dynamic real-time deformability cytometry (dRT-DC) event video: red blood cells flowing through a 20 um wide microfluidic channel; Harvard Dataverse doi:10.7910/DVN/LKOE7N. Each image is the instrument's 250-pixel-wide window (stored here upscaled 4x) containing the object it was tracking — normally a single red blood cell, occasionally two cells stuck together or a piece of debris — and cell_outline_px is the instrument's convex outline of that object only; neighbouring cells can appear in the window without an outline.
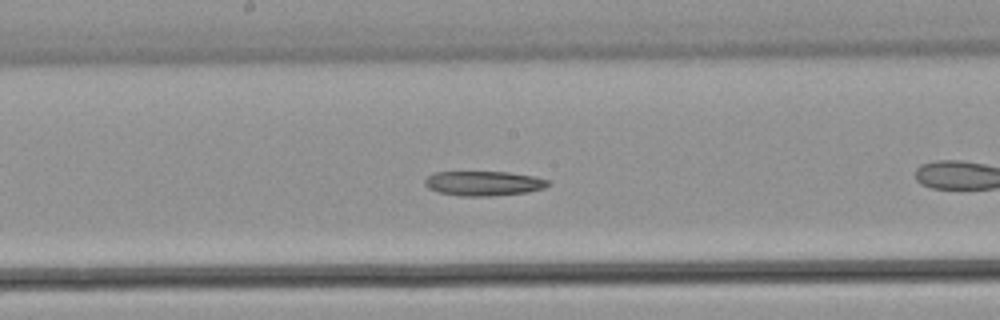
{"species": "common noctule bat (a hibernating species)", "species_latin": "Nyctalus noctula", "temperature_condition": "warm", "stored_images_in_passage": 25, "camera_frame_rate_fps": 3000, "um_per_image_px": 0.085, "animal": {"sex": "male", "body_mass_g": 21.5, "forearm_length_mm": 52.0}, "frame": {"image": 1, "passage_image": 8, "time_ms": 2.333, "image_size_px": [1000, 320], "cell_outline_px": [[552, 184], [544, 188], [528, 192], [492, 196], [460, 196], [436, 192], [428, 188], [424, 184], [424, 180], [428, 176], [436, 172], [508, 172], [536, 176], [548, 180]], "centroid_in_image_um": [41.12, 15.59], "position_along_channel_um": 207.1, "area_um2": 17.92}}
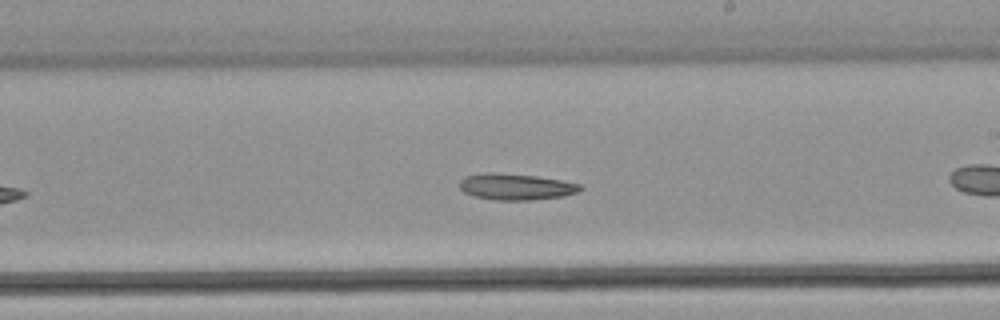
{"frame": {"image": 2, "passage_image": 11, "time_ms": 3.333, "image_size_px": [1000, 320], "cell_outline_px": [[584, 188], [580, 192], [564, 196], [532, 200], [496, 200], [472, 196], [464, 192], [460, 188], [460, 180], [464, 176], [484, 172], [496, 172], [536, 176], [560, 180], [580, 184]], "centroid_in_image_um": [43.85, 15.87], "position_along_channel_um": 245.1, "area_um2": 18.73}}
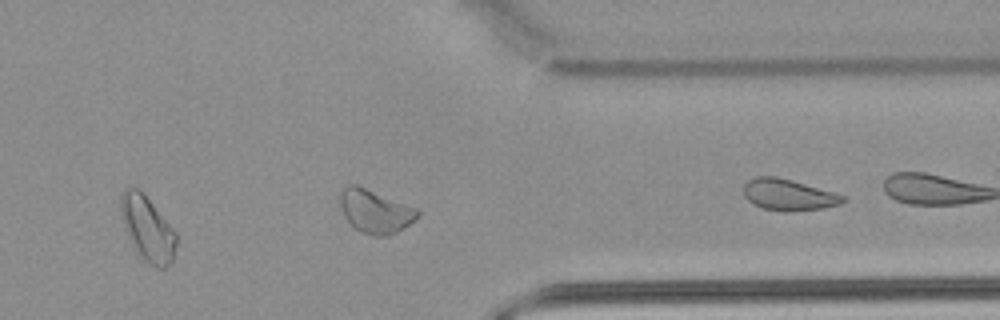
{"frame": {"image": 3, "passage_image": 22, "time_ms": 7.0, "image_size_px": [1000, 320], "cell_outline_px": [[176, 244], [172, 260], [164, 268], [160, 268], [148, 264], [136, 252], [124, 228], [120, 216], [120, 196], [124, 188], [136, 188], [144, 192], [176, 232]], "centroid_in_image_um": [12.51, 19.4], "position_along_channel_um": 398.9, "area_um2": 21.1}}